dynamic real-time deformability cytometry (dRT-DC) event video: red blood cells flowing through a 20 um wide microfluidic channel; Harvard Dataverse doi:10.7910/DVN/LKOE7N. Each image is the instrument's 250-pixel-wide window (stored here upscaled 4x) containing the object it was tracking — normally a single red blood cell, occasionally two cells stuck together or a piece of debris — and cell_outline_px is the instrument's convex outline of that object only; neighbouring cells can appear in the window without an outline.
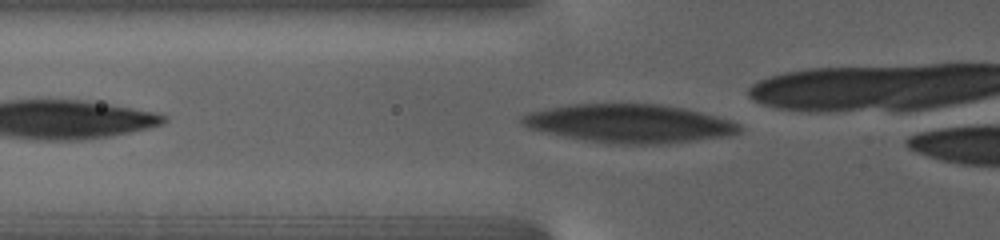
{"species": "human", "species_latin": "Homo sapiens", "temperature_condition": "warm", "stored_images_in_passage": 38, "camera_frame_rate_fps": 3000, "um_per_image_px": 0.085, "donor": {"sex": "female"}, "frame": {"image": 1, "passage_image": 3, "time_ms": 1.0, "image_size_px": [1000, 240], "cell_outline_px": [[740, 132], [732, 136], [668, 144], [612, 144], [584, 140], [544, 132], [528, 128], [520, 120], [520, 116], [532, 112], [548, 108], [572, 104], [660, 104], [684, 108], [716, 116], [740, 124]], "centroid_in_image_um": [53.54, 10.51], "position_along_channel_um": 72.3, "area_um2": 48.78}}
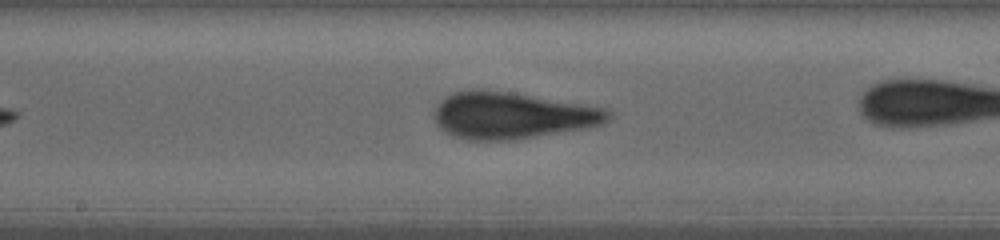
{"frame": {"image": 2, "passage_image": 11, "time_ms": 6.0, "image_size_px": [1000, 240], "cell_outline_px": [[612, 116], [604, 124], [584, 128], [516, 140], [468, 140], [452, 136], [444, 132], [436, 124], [436, 104], [440, 100], [452, 92], [508, 92], [604, 108], [612, 112]], "centroid_in_image_um": [43.53, 9.86], "position_along_channel_um": 204.7, "area_um2": 46.41}}
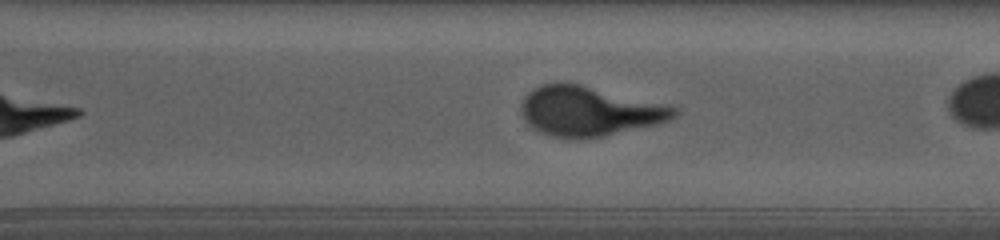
{"frame": {"image": 3, "passage_image": 28, "time_ms": 10.333, "image_size_px": [1000, 240], "cell_outline_px": [[676, 116], [668, 120], [656, 124], [604, 136], [576, 140], [572, 140], [552, 136], [540, 132], [532, 128], [524, 120], [520, 112], [520, 108], [524, 96], [528, 92], [544, 84], [564, 80], [568, 80], [676, 108]], "centroid_in_image_um": [49.97, 9.44], "position_along_channel_um": 320.6, "area_um2": 44.45}}